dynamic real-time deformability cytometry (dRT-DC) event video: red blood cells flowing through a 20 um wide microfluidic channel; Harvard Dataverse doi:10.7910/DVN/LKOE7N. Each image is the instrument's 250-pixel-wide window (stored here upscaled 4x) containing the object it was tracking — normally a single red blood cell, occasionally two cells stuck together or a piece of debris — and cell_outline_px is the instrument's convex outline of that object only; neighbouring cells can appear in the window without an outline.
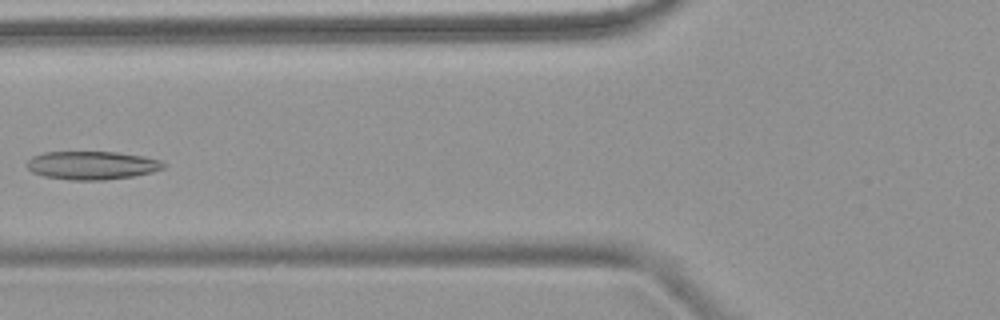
{"species": "common noctule bat (a hibernating species)", "species_latin": "Nyctalus noctula", "temperature_condition": "warm", "stored_images_in_passage": 6, "camera_frame_rate_fps": 3000, "um_per_image_px": 0.085, "animal": {"sex": "female", "body_mass_g": 18.4}, "frame": {"image": 1, "passage_image": 6, "time_ms": 7.0, "image_size_px": [1000, 320], "cell_outline_px": [[168, 164], [164, 168], [152, 172], [132, 176], [104, 180], [68, 180], [44, 176], [32, 172], [24, 164], [32, 156], [44, 152], [116, 152], [144, 156], [160, 160]], "centroid_in_image_um": [7.81, 14.05], "position_along_channel_um": 118.0, "area_um2": 22.72}}